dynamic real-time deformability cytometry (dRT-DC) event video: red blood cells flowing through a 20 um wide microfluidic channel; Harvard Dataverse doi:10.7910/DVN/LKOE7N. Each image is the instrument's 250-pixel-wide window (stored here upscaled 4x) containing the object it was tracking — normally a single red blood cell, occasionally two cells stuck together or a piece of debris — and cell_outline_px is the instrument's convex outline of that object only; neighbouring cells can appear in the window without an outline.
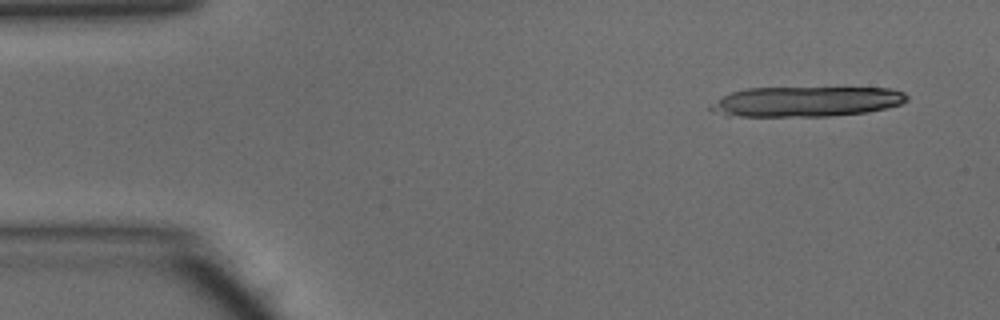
{"species": "common noctule bat (a hibernating species)", "species_latin": "Nyctalus noctula", "temperature_condition": "warm", "stored_images_in_passage": 11, "camera_frame_rate_fps": 3000, "um_per_image_px": 0.085, "animal": {"sex": "male", "body_mass_g": 15.6}, "frame": {"image": 1, "passage_image": 3, "time_ms": 0.667, "image_size_px": [1000, 320], "cell_outline_px": [[908, 100], [900, 104], [888, 108], [864, 112], [828, 116], [724, 116], [712, 112], [708, 108], [708, 104], [732, 92], [748, 88], [892, 88], [904, 92], [908, 96]], "centroid_in_image_um": [68.5, 8.64], "position_along_channel_um": 16.5, "area_um2": 34.56}}